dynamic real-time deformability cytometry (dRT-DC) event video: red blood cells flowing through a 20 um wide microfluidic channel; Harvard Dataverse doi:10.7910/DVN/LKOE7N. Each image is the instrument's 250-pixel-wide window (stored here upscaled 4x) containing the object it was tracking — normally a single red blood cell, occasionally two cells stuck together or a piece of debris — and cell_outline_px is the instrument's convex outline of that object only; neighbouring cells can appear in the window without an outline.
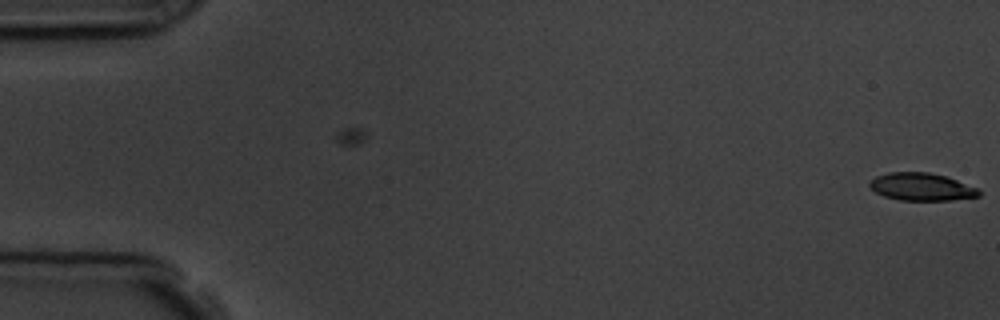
{"species": "common noctule bat (a hibernating species)", "species_latin": "Nyctalus noctula", "temperature_condition": "room temperature", "stored_images_in_passage": 5, "camera_frame_rate_fps": 3000, "um_per_image_px": 0.085, "animal": {"sex": "male", "body_mass_g": 19.5, "forearm_length_mm": 54.6}, "frame": {"image": 1, "passage_image": 5, "time_ms": 4.667, "image_size_px": [1000, 320], "cell_outline_px": [[980, 196], [952, 200], [900, 200], [884, 196], [876, 192], [868, 184], [876, 176], [888, 172], [928, 172], [948, 176], [980, 188]], "centroid_in_image_um": [78.39, 15.87], "position_along_channel_um": 6.6, "area_um2": 17.74}}